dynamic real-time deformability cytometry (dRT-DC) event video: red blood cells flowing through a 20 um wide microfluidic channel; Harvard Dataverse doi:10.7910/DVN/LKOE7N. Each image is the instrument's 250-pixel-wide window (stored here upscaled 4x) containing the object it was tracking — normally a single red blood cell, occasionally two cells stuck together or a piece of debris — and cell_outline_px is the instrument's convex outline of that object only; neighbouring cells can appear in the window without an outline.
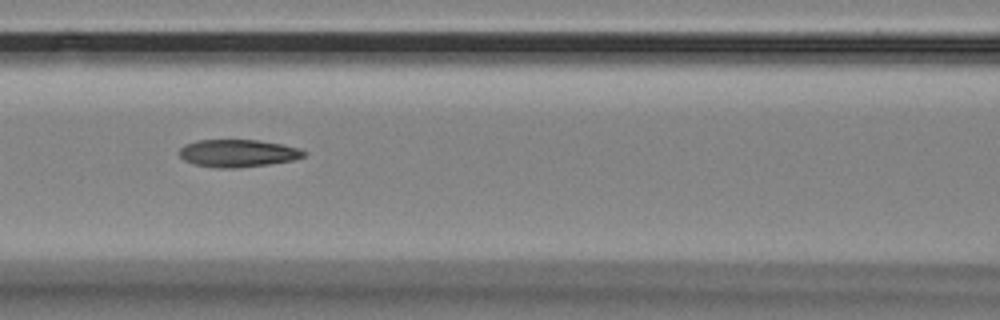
{"species": "Egyptian fruit bat (a non-hibernating species)", "species_latin": "Rousettus aegyptiacus", "temperature_condition": "room temperature", "stored_images_in_passage": 42, "camera_frame_rate_fps": 3000, "um_per_image_px": 0.085, "animal": {"sex": "female"}, "frame": {"image": 1, "passage_image": 10, "time_ms": 3.0, "image_size_px": [1000, 320], "cell_outline_px": [[308, 152], [304, 156], [292, 160], [268, 164], [236, 168], [216, 168], [192, 164], [184, 160], [180, 156], [180, 148], [184, 144], [196, 140], [260, 140], [300, 148]], "centroid_in_image_um": [20.2, 13.02], "position_along_channel_um": 146.4, "area_um2": 20.06}}
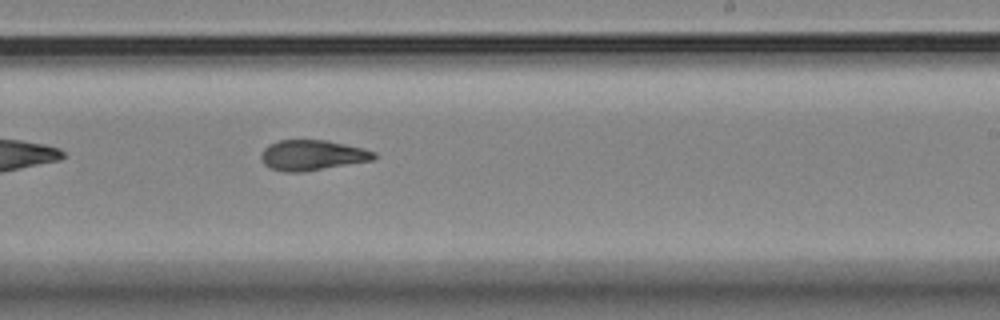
{"frame": {"image": 2, "passage_image": 20, "time_ms": 6.333, "image_size_px": [1000, 320], "cell_outline_px": [[376, 156], [372, 160], [304, 172], [284, 172], [272, 168], [264, 164], [260, 156], [264, 148], [268, 144], [280, 140], [328, 140], [364, 148], [376, 152]], "centroid_in_image_um": [26.54, 13.18], "position_along_channel_um": 262.5, "area_um2": 20.0}}
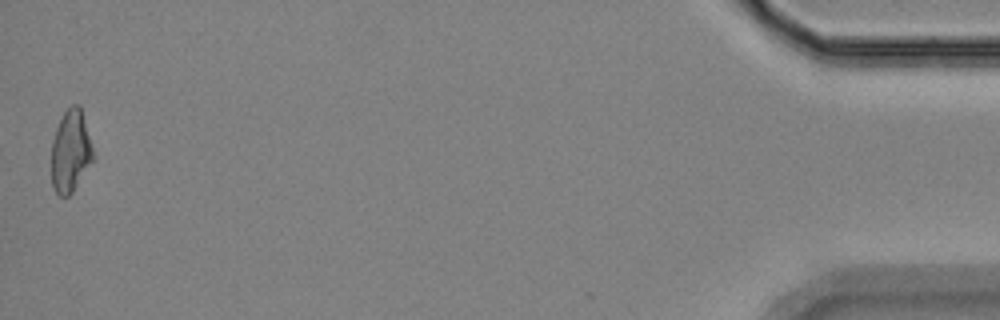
{"frame": {"image": 3, "passage_image": 42, "time_ms": 13.667, "image_size_px": [1000, 320], "cell_outline_px": [[96, 156], [72, 192], [68, 196], [60, 196], [56, 192], [52, 184], [52, 140], [56, 128], [64, 112], [72, 104], [80, 104]], "centroid_in_image_um": [6.03, 12.83], "position_along_channel_um": 429.2, "area_um2": 20.06}, "authors_computed_cell_mechanics": {"area_um2": 20.0277, "velocity_mm_per_s": 3.4916, "shape_relaxation_time_tau1_ms": null, "shape_relaxation_time_tau2_ms": 3.118, "deformation_change_tau1": null, "deformation_change_tau2": 0.1131}}